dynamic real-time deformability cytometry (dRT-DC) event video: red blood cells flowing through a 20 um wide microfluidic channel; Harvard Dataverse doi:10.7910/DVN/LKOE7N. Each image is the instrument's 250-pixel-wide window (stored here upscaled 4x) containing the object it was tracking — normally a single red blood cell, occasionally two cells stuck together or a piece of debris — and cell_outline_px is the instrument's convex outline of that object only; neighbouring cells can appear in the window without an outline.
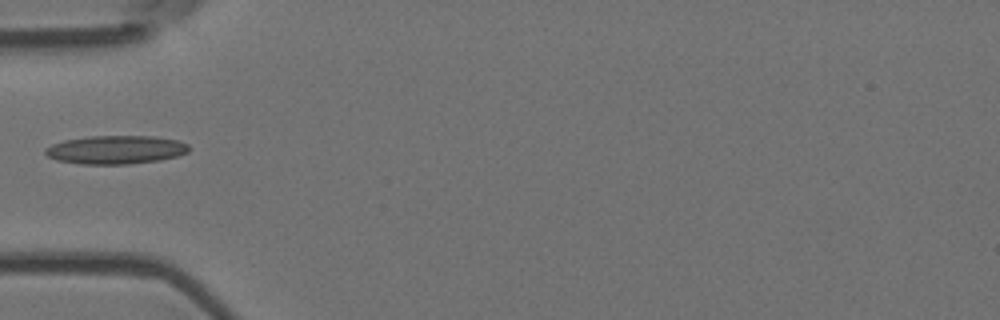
{"species": "Egyptian fruit bat (a non-hibernating species)", "species_latin": "Rousettus aegyptiacus", "temperature_condition": "room temperature", "stored_images_in_passage": 2, "camera_frame_rate_fps": 3000, "um_per_image_px": 0.085, "animal": {"sex": "female"}, "frame": {"image": 1, "passage_image": 1, "time_ms": 0.0, "image_size_px": [1000, 320], "cell_outline_px": [[188, 152], [176, 156], [160, 160], [128, 164], [80, 164], [56, 160], [48, 156], [44, 152], [44, 148], [52, 144], [64, 140], [92, 136], [152, 136], [176, 140], [188, 144]], "centroid_in_image_um": [9.81, 12.73], "position_along_channel_um": 75.2, "area_um2": 23.76}}
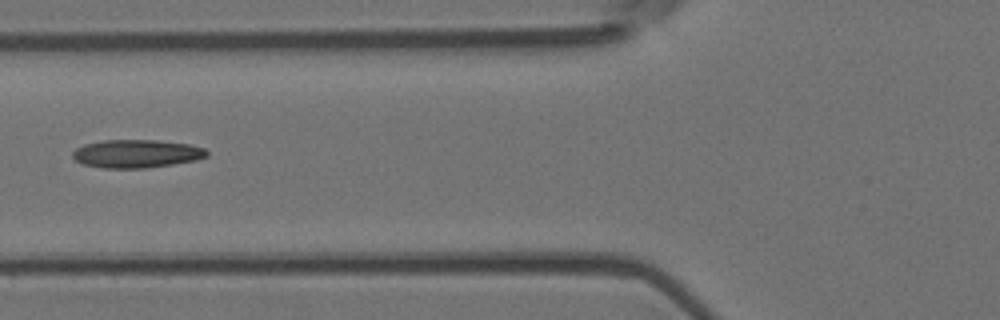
{"frame": {"image": 2, "passage_image": 2, "time_ms": 0.333, "image_size_px": [1000, 320], "cell_outline_px": [[208, 156], [196, 160], [148, 168], [104, 168], [84, 164], [76, 160], [72, 156], [72, 152], [76, 148], [84, 144], [104, 140], [160, 140], [188, 144], [204, 148], [208, 152]], "centroid_in_image_um": [11.61, 13.06], "position_along_channel_um": 114.2, "area_um2": 22.02}}